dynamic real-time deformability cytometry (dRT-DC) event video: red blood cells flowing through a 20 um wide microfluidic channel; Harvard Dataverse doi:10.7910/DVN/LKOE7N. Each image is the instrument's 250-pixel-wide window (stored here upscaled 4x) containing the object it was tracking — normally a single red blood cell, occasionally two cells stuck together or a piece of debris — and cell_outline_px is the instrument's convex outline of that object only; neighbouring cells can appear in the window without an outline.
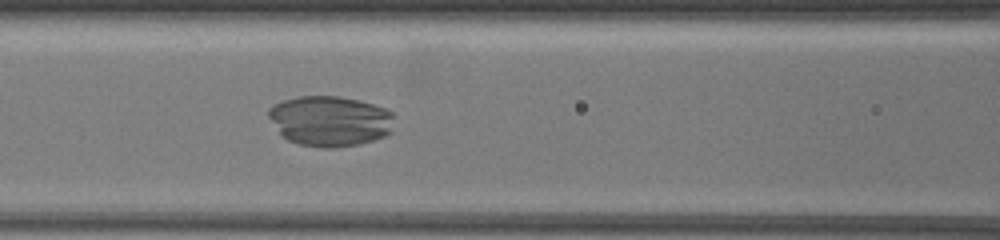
{"species": "common noctule bat (a hibernating species)", "species_latin": "Nyctalus noctula", "temperature_condition": "warm", "stored_images_in_passage": 26, "camera_frame_rate_fps": 3000, "um_per_image_px": 0.085, "animal": {"sex": "female", "body_mass_g": 19.5, "forearm_length_mm": 54.1}, "frame": {"image": 1, "passage_image": 20, "time_ms": 7.667, "image_size_px": [1000, 240], "cell_outline_px": [[392, 132], [384, 136], [360, 144], [336, 148], [324, 148], [300, 144], [288, 140], [280, 132], [268, 116], [268, 108], [284, 100], [300, 96], [340, 96], [372, 104], [384, 108], [392, 112]], "centroid_in_image_um": [28.06, 10.29], "position_along_channel_um": 138.5, "area_um2": 36.65}}
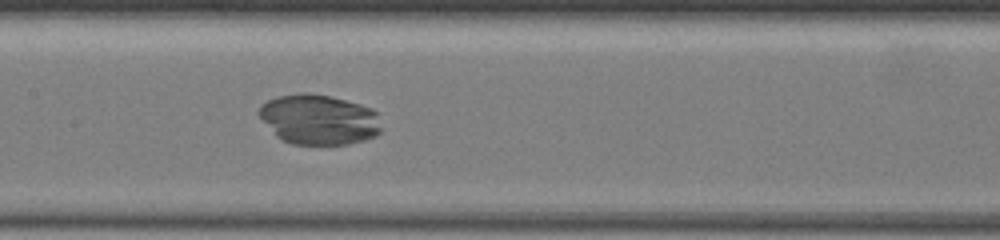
{"frame": {"image": 2, "passage_image": 22, "time_ms": 8.667, "image_size_px": [1000, 240], "cell_outline_px": [[380, 132], [376, 136], [364, 140], [348, 144], [292, 144], [280, 140], [276, 136], [256, 112], [260, 104], [268, 100], [280, 96], [304, 92], [308, 92], [332, 96], [360, 104], [372, 108], [376, 112], [380, 128]], "centroid_in_image_um": [27.08, 10.15], "position_along_channel_um": 180.3, "area_um2": 35.89}}
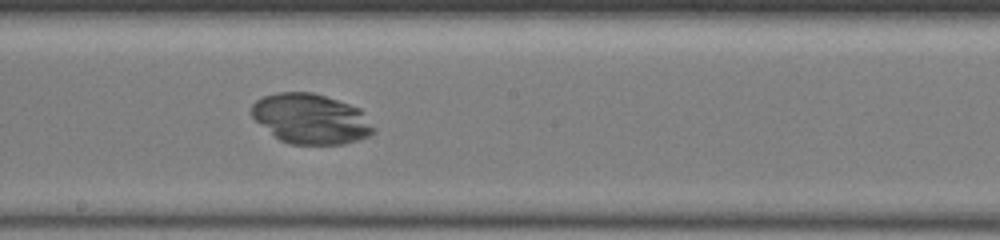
{"frame": {"image": 3, "passage_image": 25, "time_ms": 9.667, "image_size_px": [1000, 240], "cell_outline_px": [[376, 132], [360, 140], [344, 144], [288, 144], [280, 140], [256, 120], [252, 116], [252, 104], [256, 100], [264, 96], [280, 92], [312, 92], [360, 108], [376, 128]], "centroid_in_image_um": [26.46, 10.11], "position_along_channel_um": 221.7, "area_um2": 35.49}}